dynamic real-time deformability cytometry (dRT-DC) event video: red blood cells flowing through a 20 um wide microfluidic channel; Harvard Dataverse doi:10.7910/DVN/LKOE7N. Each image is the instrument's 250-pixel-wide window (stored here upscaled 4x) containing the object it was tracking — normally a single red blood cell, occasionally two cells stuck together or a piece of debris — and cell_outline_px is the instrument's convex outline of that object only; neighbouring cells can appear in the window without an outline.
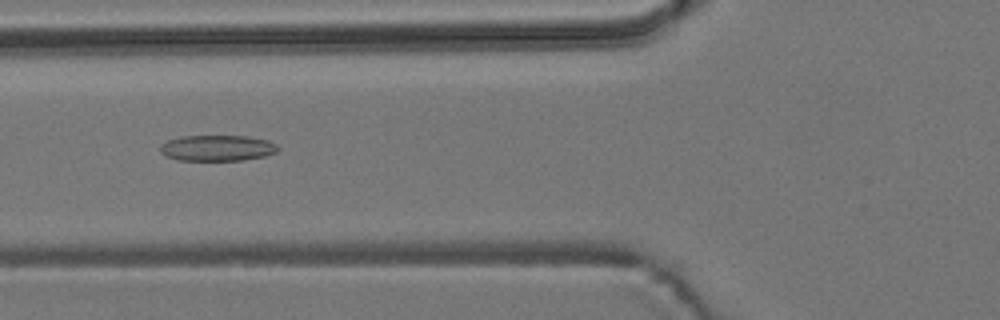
{"species": "common noctule bat (a hibernating species)", "species_latin": "Nyctalus noctula", "temperature_condition": "room temperature", "stored_images_in_passage": 55, "camera_frame_rate_fps": 3000, "um_per_image_px": 0.085, "animal": {"sex": "male", "body_mass_g": 19.2, "forearm_length_mm": 51.8}, "frame": {"image": 1, "passage_image": 21, "time_ms": 6.667, "image_size_px": [1000, 320], "cell_outline_px": [[280, 148], [276, 152], [264, 156], [244, 160], [180, 160], [168, 156], [160, 152], [160, 148], [168, 140], [180, 136], [248, 136], [268, 140], [276, 144]], "centroid_in_image_um": [18.51, 12.57], "position_along_channel_um": 107.3, "area_um2": 17.63}}
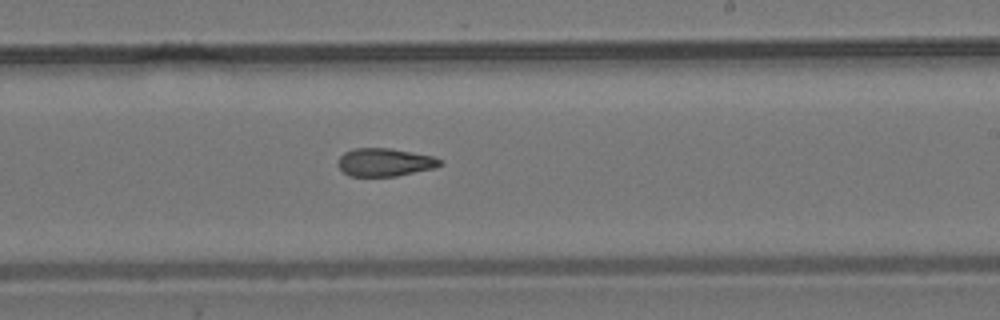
{"frame": {"image": 2, "passage_image": 33, "time_ms": 10.667, "image_size_px": [1000, 320], "cell_outline_px": [[444, 164], [432, 168], [396, 176], [348, 176], [336, 164], [340, 156], [344, 152], [352, 148], [392, 148], [432, 156], [444, 160]], "centroid_in_image_um": [32.69, 13.78], "position_along_channel_um": 256.3, "area_um2": 16.76}}
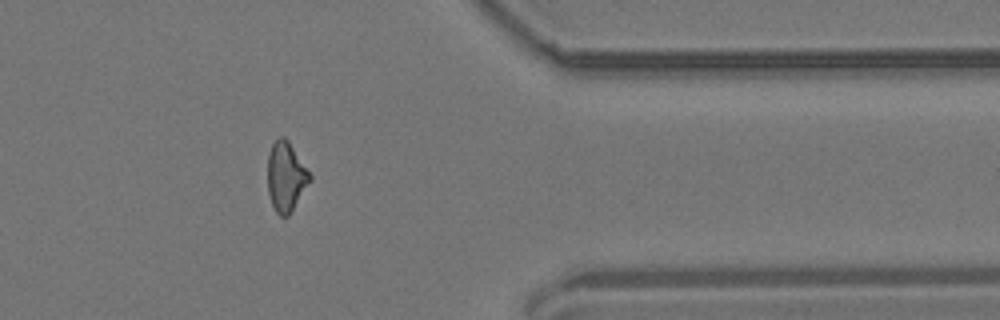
{"frame": {"image": 3, "passage_image": 45, "time_ms": 14.667, "image_size_px": [1000, 320], "cell_outline_px": [[312, 180], [288, 216], [280, 216], [276, 212], [272, 204], [268, 192], [268, 152], [272, 144], [280, 136], [284, 136], [288, 140], [312, 176]], "centroid_in_image_um": [24.31, 15.01], "position_along_channel_um": 387.1, "area_um2": 17.05}, "authors_computed_cell_mechanics": {"area_um2": 17.5134, "velocity_mm_per_s": 3.7176, "shape_relaxation_time_tau1_ms": null, "shape_relaxation_time_tau2_ms": 5.2013, "deformation_change_tau1": null, "deformation_change_tau2": 0.1518}}